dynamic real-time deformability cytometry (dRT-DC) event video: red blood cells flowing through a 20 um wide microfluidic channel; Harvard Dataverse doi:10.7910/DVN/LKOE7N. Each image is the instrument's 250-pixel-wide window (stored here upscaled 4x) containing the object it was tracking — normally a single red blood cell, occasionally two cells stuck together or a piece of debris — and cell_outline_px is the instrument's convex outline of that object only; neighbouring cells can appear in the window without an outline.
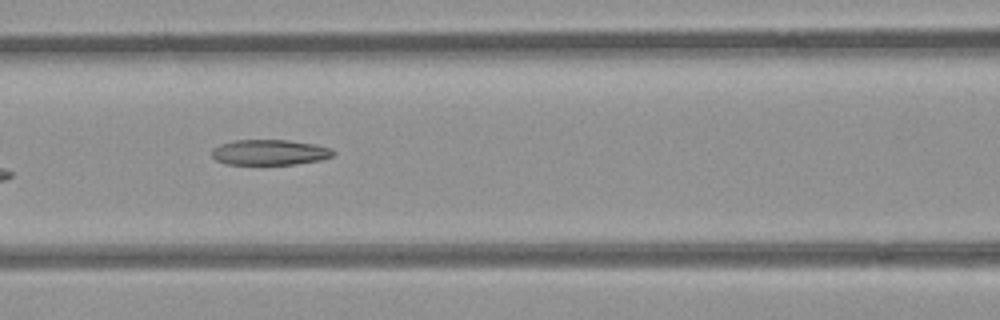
{"species": "common noctule bat (a hibernating species)", "species_latin": "Nyctalus noctula", "temperature_condition": "room temperature", "stored_images_in_passage": 9, "camera_frame_rate_fps": 3000, "um_per_image_px": 0.085, "animal": {"sex": "female", "body_mass_g": 21.9}, "frame": {"image": 1, "passage_image": 6, "time_ms": 6.333, "image_size_px": [1000, 320], "cell_outline_px": [[336, 152], [332, 156], [320, 160], [296, 164], [224, 164], [216, 160], [212, 156], [212, 152], [220, 144], [236, 140], [288, 140], [316, 144], [332, 148]], "centroid_in_image_um": [22.97, 12.95], "position_along_channel_um": 143.6, "area_um2": 17.98}}
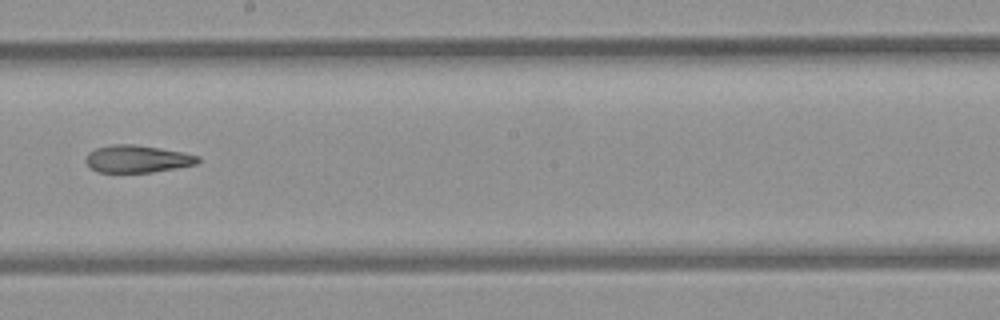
{"frame": {"image": 2, "passage_image": 8, "time_ms": 8.667, "image_size_px": [1000, 320], "cell_outline_px": [[200, 160], [196, 164], [176, 168], [152, 172], [96, 172], [88, 168], [84, 160], [88, 152], [96, 148], [112, 144], [136, 144], [160, 148], [200, 156]], "centroid_in_image_um": [11.61, 13.51], "position_along_channel_um": 236.6, "area_um2": 18.03}}
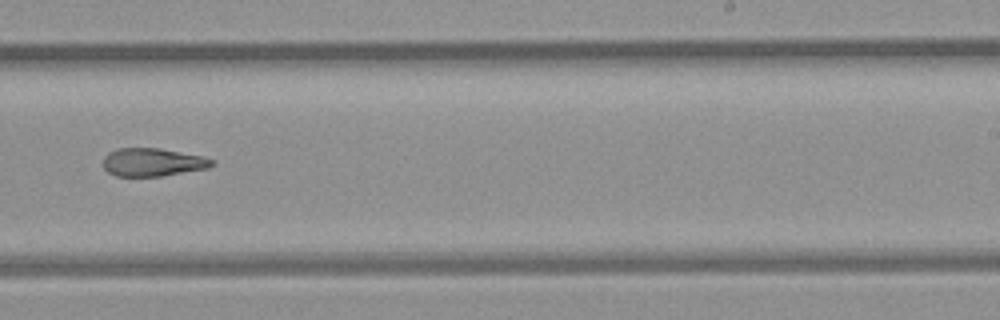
{"frame": {"image": 3, "passage_image": 9, "time_ms": 9.667, "image_size_px": [1000, 320], "cell_outline_px": [[216, 164], [208, 168], [160, 176], [116, 176], [108, 172], [104, 168], [104, 156], [108, 152], [120, 148], [160, 148], [200, 156], [212, 160]], "centroid_in_image_um": [12.95, 13.79], "position_along_channel_um": 276.0, "area_um2": 17.63}}